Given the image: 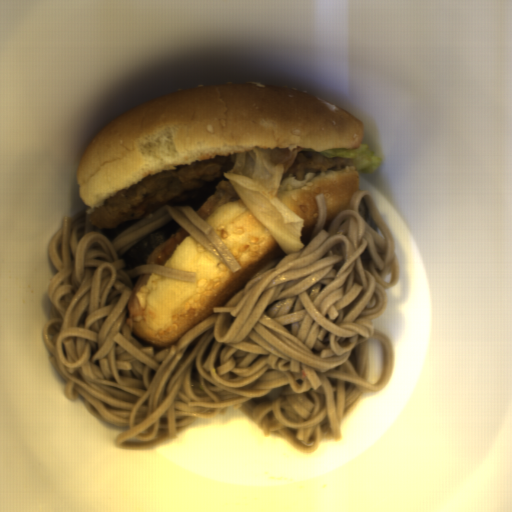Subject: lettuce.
<instances>
[{
    "instance_id": "lettuce-1",
    "label": "lettuce",
    "mask_w": 512,
    "mask_h": 512,
    "mask_svg": "<svg viewBox=\"0 0 512 512\" xmlns=\"http://www.w3.org/2000/svg\"><path fill=\"white\" fill-rule=\"evenodd\" d=\"M302 149L257 148L234 153L236 159L224 174L250 213L269 230L286 256L307 248L301 241L305 218L279 198L282 191L298 190L316 176L309 172L304 180L294 175L283 179Z\"/></svg>"
},
{
    "instance_id": "lettuce-2",
    "label": "lettuce",
    "mask_w": 512,
    "mask_h": 512,
    "mask_svg": "<svg viewBox=\"0 0 512 512\" xmlns=\"http://www.w3.org/2000/svg\"><path fill=\"white\" fill-rule=\"evenodd\" d=\"M326 158L342 157L344 159H351L350 165L353 166L357 172L364 174H373L380 166L382 158L377 156L375 151L367 144H362L356 149H331L324 150L321 153Z\"/></svg>"
}]
</instances>
